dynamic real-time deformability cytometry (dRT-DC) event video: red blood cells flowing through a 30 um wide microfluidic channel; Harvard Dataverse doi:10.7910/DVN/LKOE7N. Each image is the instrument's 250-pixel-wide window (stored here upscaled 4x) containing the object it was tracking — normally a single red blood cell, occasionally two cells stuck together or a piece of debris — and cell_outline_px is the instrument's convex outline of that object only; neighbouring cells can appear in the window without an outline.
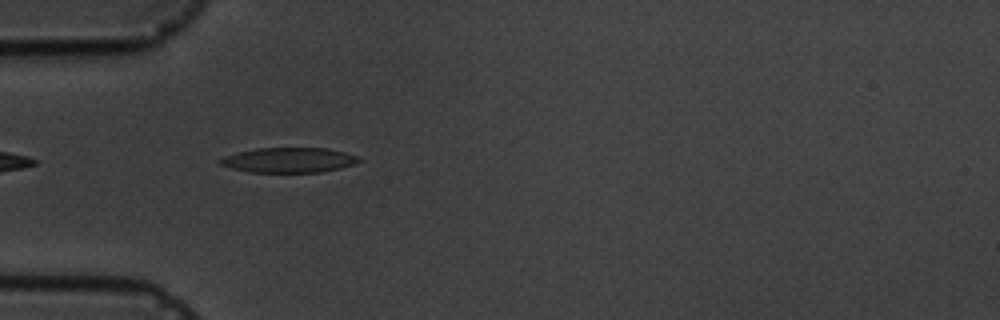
{"species": "common noctule bat (a hibernating species)", "species_latin": "Nyctalus noctula", "temperature_condition": "cold", "stored_images_in_passage": 5, "camera_frame_rate_fps": 3000, "um_per_image_px": 0.085, "animal": {"sex": "male", "body_mass_g": 19.5, "forearm_length_mm": 54.6}, "frame": {"image": 1, "passage_image": 4, "time_ms": 4.667, "image_size_px": [1000, 320], "cell_outline_px": [[360, 160], [356, 164], [340, 168], [320, 172], [252, 172], [232, 168], [220, 164], [216, 160], [224, 156], [256, 148], [328, 148], [344, 152], [356, 156]], "centroid_in_image_um": [24.55, 13.6], "position_along_channel_um": 60.5, "area_um2": 20.06}}
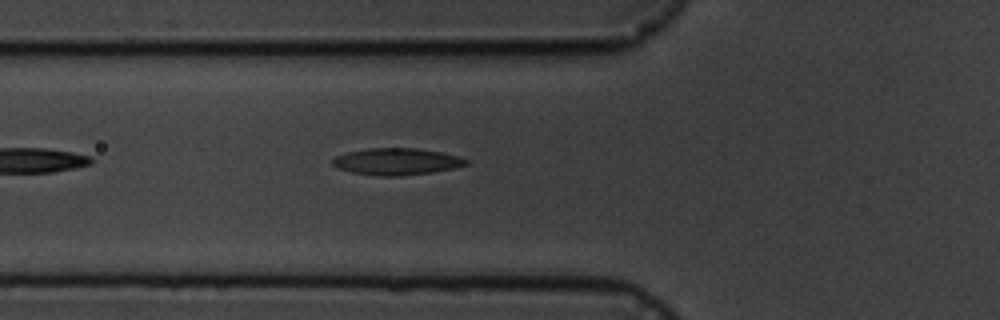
{"frame": {"image": 2, "passage_image": 5, "time_ms": 5.667, "image_size_px": [1000, 320], "cell_outline_px": [[468, 164], [452, 168], [432, 172], [400, 176], [380, 176], [352, 172], [340, 168], [332, 164], [332, 160], [336, 156], [348, 152], [368, 148], [416, 148], [440, 152], [456, 156], [468, 160]], "centroid_in_image_um": [33.7, 13.73], "position_along_channel_um": 92.1, "area_um2": 20.52}}